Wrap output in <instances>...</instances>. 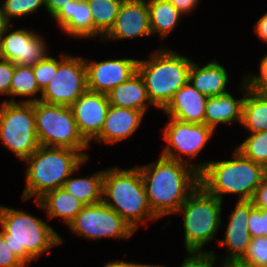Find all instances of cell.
<instances>
[{
  "instance_id": "1",
  "label": "cell",
  "mask_w": 267,
  "mask_h": 267,
  "mask_svg": "<svg viewBox=\"0 0 267 267\" xmlns=\"http://www.w3.org/2000/svg\"><path fill=\"white\" fill-rule=\"evenodd\" d=\"M138 168L149 206L158 218L176 213L199 185V173L191 165L163 156Z\"/></svg>"
},
{
  "instance_id": "2",
  "label": "cell",
  "mask_w": 267,
  "mask_h": 267,
  "mask_svg": "<svg viewBox=\"0 0 267 267\" xmlns=\"http://www.w3.org/2000/svg\"><path fill=\"white\" fill-rule=\"evenodd\" d=\"M233 153V160L208 161L196 165L199 184L220 201H223L222 194H239L238 201L251 200L267 176V169L244 157L236 149Z\"/></svg>"
},
{
  "instance_id": "3",
  "label": "cell",
  "mask_w": 267,
  "mask_h": 267,
  "mask_svg": "<svg viewBox=\"0 0 267 267\" xmlns=\"http://www.w3.org/2000/svg\"><path fill=\"white\" fill-rule=\"evenodd\" d=\"M89 159L86 152L65 147L39 148L24 160L26 169V184L23 200L36 195L37 201L46 192L61 188L64 182L77 171L80 165Z\"/></svg>"
},
{
  "instance_id": "4",
  "label": "cell",
  "mask_w": 267,
  "mask_h": 267,
  "mask_svg": "<svg viewBox=\"0 0 267 267\" xmlns=\"http://www.w3.org/2000/svg\"><path fill=\"white\" fill-rule=\"evenodd\" d=\"M102 196V202L113 209L135 231L147 219H158L149 206L138 167L129 169L114 167L104 170Z\"/></svg>"
},
{
  "instance_id": "5",
  "label": "cell",
  "mask_w": 267,
  "mask_h": 267,
  "mask_svg": "<svg viewBox=\"0 0 267 267\" xmlns=\"http://www.w3.org/2000/svg\"><path fill=\"white\" fill-rule=\"evenodd\" d=\"M0 232L14 254L25 264L59 245L63 239L42 219L0 205Z\"/></svg>"
},
{
  "instance_id": "6",
  "label": "cell",
  "mask_w": 267,
  "mask_h": 267,
  "mask_svg": "<svg viewBox=\"0 0 267 267\" xmlns=\"http://www.w3.org/2000/svg\"><path fill=\"white\" fill-rule=\"evenodd\" d=\"M192 60L164 47L148 60H138L137 72L142 77L148 97L163 110L174 94L189 81Z\"/></svg>"
},
{
  "instance_id": "7",
  "label": "cell",
  "mask_w": 267,
  "mask_h": 267,
  "mask_svg": "<svg viewBox=\"0 0 267 267\" xmlns=\"http://www.w3.org/2000/svg\"><path fill=\"white\" fill-rule=\"evenodd\" d=\"M223 201L207 192L200 184L190 193L176 213L184 217L186 252H203L205 244L215 238L221 225Z\"/></svg>"
},
{
  "instance_id": "8",
  "label": "cell",
  "mask_w": 267,
  "mask_h": 267,
  "mask_svg": "<svg viewBox=\"0 0 267 267\" xmlns=\"http://www.w3.org/2000/svg\"><path fill=\"white\" fill-rule=\"evenodd\" d=\"M34 114L36 136L41 146L65 147L81 152L90 146L79 133L70 106L36 101Z\"/></svg>"
},
{
  "instance_id": "9",
  "label": "cell",
  "mask_w": 267,
  "mask_h": 267,
  "mask_svg": "<svg viewBox=\"0 0 267 267\" xmlns=\"http://www.w3.org/2000/svg\"><path fill=\"white\" fill-rule=\"evenodd\" d=\"M0 140L24 161L40 146L36 136L34 102L4 100L0 105Z\"/></svg>"
},
{
  "instance_id": "10",
  "label": "cell",
  "mask_w": 267,
  "mask_h": 267,
  "mask_svg": "<svg viewBox=\"0 0 267 267\" xmlns=\"http://www.w3.org/2000/svg\"><path fill=\"white\" fill-rule=\"evenodd\" d=\"M88 90L85 60L69 54H61L55 76L41 93V98L21 102L42 101L47 104L71 106Z\"/></svg>"
},
{
  "instance_id": "11",
  "label": "cell",
  "mask_w": 267,
  "mask_h": 267,
  "mask_svg": "<svg viewBox=\"0 0 267 267\" xmlns=\"http://www.w3.org/2000/svg\"><path fill=\"white\" fill-rule=\"evenodd\" d=\"M68 225L75 234L93 240L102 237L129 239L135 232L130 224L103 202L84 205Z\"/></svg>"
},
{
  "instance_id": "12",
  "label": "cell",
  "mask_w": 267,
  "mask_h": 267,
  "mask_svg": "<svg viewBox=\"0 0 267 267\" xmlns=\"http://www.w3.org/2000/svg\"><path fill=\"white\" fill-rule=\"evenodd\" d=\"M163 138L167 145L160 156L191 165L196 170L197 164H190L183 155L196 157L212 137L214 129L204 124L183 122L170 118L164 128Z\"/></svg>"
},
{
  "instance_id": "13",
  "label": "cell",
  "mask_w": 267,
  "mask_h": 267,
  "mask_svg": "<svg viewBox=\"0 0 267 267\" xmlns=\"http://www.w3.org/2000/svg\"><path fill=\"white\" fill-rule=\"evenodd\" d=\"M10 27L1 35L3 59L19 66H35L48 56L47 44L40 34L28 29L9 33Z\"/></svg>"
},
{
  "instance_id": "14",
  "label": "cell",
  "mask_w": 267,
  "mask_h": 267,
  "mask_svg": "<svg viewBox=\"0 0 267 267\" xmlns=\"http://www.w3.org/2000/svg\"><path fill=\"white\" fill-rule=\"evenodd\" d=\"M79 133L90 144L100 133L110 107L107 94L85 91L71 106Z\"/></svg>"
},
{
  "instance_id": "15",
  "label": "cell",
  "mask_w": 267,
  "mask_h": 267,
  "mask_svg": "<svg viewBox=\"0 0 267 267\" xmlns=\"http://www.w3.org/2000/svg\"><path fill=\"white\" fill-rule=\"evenodd\" d=\"M85 60L88 90L107 94L137 72L138 59ZM89 63V64H88Z\"/></svg>"
},
{
  "instance_id": "16",
  "label": "cell",
  "mask_w": 267,
  "mask_h": 267,
  "mask_svg": "<svg viewBox=\"0 0 267 267\" xmlns=\"http://www.w3.org/2000/svg\"><path fill=\"white\" fill-rule=\"evenodd\" d=\"M151 35L147 1L123 0L112 28L100 39L122 40Z\"/></svg>"
},
{
  "instance_id": "17",
  "label": "cell",
  "mask_w": 267,
  "mask_h": 267,
  "mask_svg": "<svg viewBox=\"0 0 267 267\" xmlns=\"http://www.w3.org/2000/svg\"><path fill=\"white\" fill-rule=\"evenodd\" d=\"M253 208L251 200H237L233 212L229 215L225 237L219 241V244L227 247L226 249L230 252L223 261L240 260L246 252L252 239L248 228V218Z\"/></svg>"
},
{
  "instance_id": "18",
  "label": "cell",
  "mask_w": 267,
  "mask_h": 267,
  "mask_svg": "<svg viewBox=\"0 0 267 267\" xmlns=\"http://www.w3.org/2000/svg\"><path fill=\"white\" fill-rule=\"evenodd\" d=\"M207 98L188 81L174 94L172 100L162 111L170 118L204 124Z\"/></svg>"
},
{
  "instance_id": "19",
  "label": "cell",
  "mask_w": 267,
  "mask_h": 267,
  "mask_svg": "<svg viewBox=\"0 0 267 267\" xmlns=\"http://www.w3.org/2000/svg\"><path fill=\"white\" fill-rule=\"evenodd\" d=\"M144 113L110 105L99 135L94 139L100 144H115L131 136L140 126Z\"/></svg>"
},
{
  "instance_id": "20",
  "label": "cell",
  "mask_w": 267,
  "mask_h": 267,
  "mask_svg": "<svg viewBox=\"0 0 267 267\" xmlns=\"http://www.w3.org/2000/svg\"><path fill=\"white\" fill-rule=\"evenodd\" d=\"M67 35L93 38V17L86 0H73L53 17Z\"/></svg>"
},
{
  "instance_id": "21",
  "label": "cell",
  "mask_w": 267,
  "mask_h": 267,
  "mask_svg": "<svg viewBox=\"0 0 267 267\" xmlns=\"http://www.w3.org/2000/svg\"><path fill=\"white\" fill-rule=\"evenodd\" d=\"M228 78L227 70L216 60L210 61L203 67L194 62L191 64L189 82L207 97L228 93L226 90Z\"/></svg>"
},
{
  "instance_id": "22",
  "label": "cell",
  "mask_w": 267,
  "mask_h": 267,
  "mask_svg": "<svg viewBox=\"0 0 267 267\" xmlns=\"http://www.w3.org/2000/svg\"><path fill=\"white\" fill-rule=\"evenodd\" d=\"M107 97L112 106L135 109L144 114L148 105H153L148 97L145 83L138 72L108 92Z\"/></svg>"
},
{
  "instance_id": "23",
  "label": "cell",
  "mask_w": 267,
  "mask_h": 267,
  "mask_svg": "<svg viewBox=\"0 0 267 267\" xmlns=\"http://www.w3.org/2000/svg\"><path fill=\"white\" fill-rule=\"evenodd\" d=\"M244 98L235 99L229 92L207 98L204 123L215 130L221 123L242 122Z\"/></svg>"
},
{
  "instance_id": "24",
  "label": "cell",
  "mask_w": 267,
  "mask_h": 267,
  "mask_svg": "<svg viewBox=\"0 0 267 267\" xmlns=\"http://www.w3.org/2000/svg\"><path fill=\"white\" fill-rule=\"evenodd\" d=\"M40 208H44L48 214V219L61 217L68 225L82 210L84 204L69 194L64 188H58L46 192L37 201Z\"/></svg>"
},
{
  "instance_id": "25",
  "label": "cell",
  "mask_w": 267,
  "mask_h": 267,
  "mask_svg": "<svg viewBox=\"0 0 267 267\" xmlns=\"http://www.w3.org/2000/svg\"><path fill=\"white\" fill-rule=\"evenodd\" d=\"M241 84L245 93L241 124L250 134L267 131V94L251 91L245 80Z\"/></svg>"
},
{
  "instance_id": "26",
  "label": "cell",
  "mask_w": 267,
  "mask_h": 267,
  "mask_svg": "<svg viewBox=\"0 0 267 267\" xmlns=\"http://www.w3.org/2000/svg\"><path fill=\"white\" fill-rule=\"evenodd\" d=\"M151 34L168 36L178 25L181 12L169 0H147Z\"/></svg>"
},
{
  "instance_id": "27",
  "label": "cell",
  "mask_w": 267,
  "mask_h": 267,
  "mask_svg": "<svg viewBox=\"0 0 267 267\" xmlns=\"http://www.w3.org/2000/svg\"><path fill=\"white\" fill-rule=\"evenodd\" d=\"M69 177L63 184L69 194L80 200L84 205L102 202L104 170L91 175L89 178Z\"/></svg>"
},
{
  "instance_id": "28",
  "label": "cell",
  "mask_w": 267,
  "mask_h": 267,
  "mask_svg": "<svg viewBox=\"0 0 267 267\" xmlns=\"http://www.w3.org/2000/svg\"><path fill=\"white\" fill-rule=\"evenodd\" d=\"M93 17V37H104L112 28L123 0H86Z\"/></svg>"
},
{
  "instance_id": "29",
  "label": "cell",
  "mask_w": 267,
  "mask_h": 267,
  "mask_svg": "<svg viewBox=\"0 0 267 267\" xmlns=\"http://www.w3.org/2000/svg\"><path fill=\"white\" fill-rule=\"evenodd\" d=\"M42 93L33 73V66L14 64V72L10 84V96H34Z\"/></svg>"
},
{
  "instance_id": "30",
  "label": "cell",
  "mask_w": 267,
  "mask_h": 267,
  "mask_svg": "<svg viewBox=\"0 0 267 267\" xmlns=\"http://www.w3.org/2000/svg\"><path fill=\"white\" fill-rule=\"evenodd\" d=\"M244 157L261 164L267 169V131L251 133L236 148Z\"/></svg>"
},
{
  "instance_id": "31",
  "label": "cell",
  "mask_w": 267,
  "mask_h": 267,
  "mask_svg": "<svg viewBox=\"0 0 267 267\" xmlns=\"http://www.w3.org/2000/svg\"><path fill=\"white\" fill-rule=\"evenodd\" d=\"M240 261L254 267H267V237L252 238Z\"/></svg>"
},
{
  "instance_id": "32",
  "label": "cell",
  "mask_w": 267,
  "mask_h": 267,
  "mask_svg": "<svg viewBox=\"0 0 267 267\" xmlns=\"http://www.w3.org/2000/svg\"><path fill=\"white\" fill-rule=\"evenodd\" d=\"M42 5L45 6L44 0H4L1 9L10 22V18L22 17L37 12V9Z\"/></svg>"
},
{
  "instance_id": "33",
  "label": "cell",
  "mask_w": 267,
  "mask_h": 267,
  "mask_svg": "<svg viewBox=\"0 0 267 267\" xmlns=\"http://www.w3.org/2000/svg\"><path fill=\"white\" fill-rule=\"evenodd\" d=\"M58 68V60L49 55L33 66V73L37 85L41 91L48 85L55 76Z\"/></svg>"
},
{
  "instance_id": "34",
  "label": "cell",
  "mask_w": 267,
  "mask_h": 267,
  "mask_svg": "<svg viewBox=\"0 0 267 267\" xmlns=\"http://www.w3.org/2000/svg\"><path fill=\"white\" fill-rule=\"evenodd\" d=\"M248 228L251 238L267 237V209L254 207L250 211Z\"/></svg>"
},
{
  "instance_id": "35",
  "label": "cell",
  "mask_w": 267,
  "mask_h": 267,
  "mask_svg": "<svg viewBox=\"0 0 267 267\" xmlns=\"http://www.w3.org/2000/svg\"><path fill=\"white\" fill-rule=\"evenodd\" d=\"M260 75H248L244 77L248 88L256 93L267 94V54L260 61Z\"/></svg>"
},
{
  "instance_id": "36",
  "label": "cell",
  "mask_w": 267,
  "mask_h": 267,
  "mask_svg": "<svg viewBox=\"0 0 267 267\" xmlns=\"http://www.w3.org/2000/svg\"><path fill=\"white\" fill-rule=\"evenodd\" d=\"M181 267H213L216 256L213 251H189Z\"/></svg>"
},
{
  "instance_id": "37",
  "label": "cell",
  "mask_w": 267,
  "mask_h": 267,
  "mask_svg": "<svg viewBox=\"0 0 267 267\" xmlns=\"http://www.w3.org/2000/svg\"><path fill=\"white\" fill-rule=\"evenodd\" d=\"M0 267H25V264L14 254L0 232Z\"/></svg>"
},
{
  "instance_id": "38",
  "label": "cell",
  "mask_w": 267,
  "mask_h": 267,
  "mask_svg": "<svg viewBox=\"0 0 267 267\" xmlns=\"http://www.w3.org/2000/svg\"><path fill=\"white\" fill-rule=\"evenodd\" d=\"M14 72V64L9 60H0V95L10 96V84Z\"/></svg>"
},
{
  "instance_id": "39",
  "label": "cell",
  "mask_w": 267,
  "mask_h": 267,
  "mask_svg": "<svg viewBox=\"0 0 267 267\" xmlns=\"http://www.w3.org/2000/svg\"><path fill=\"white\" fill-rule=\"evenodd\" d=\"M251 201L254 207L267 209V176L255 190Z\"/></svg>"
},
{
  "instance_id": "40",
  "label": "cell",
  "mask_w": 267,
  "mask_h": 267,
  "mask_svg": "<svg viewBox=\"0 0 267 267\" xmlns=\"http://www.w3.org/2000/svg\"><path fill=\"white\" fill-rule=\"evenodd\" d=\"M45 8L53 18L63 7H67L73 0H44Z\"/></svg>"
},
{
  "instance_id": "41",
  "label": "cell",
  "mask_w": 267,
  "mask_h": 267,
  "mask_svg": "<svg viewBox=\"0 0 267 267\" xmlns=\"http://www.w3.org/2000/svg\"><path fill=\"white\" fill-rule=\"evenodd\" d=\"M181 14H186L197 7L199 0H169Z\"/></svg>"
},
{
  "instance_id": "42",
  "label": "cell",
  "mask_w": 267,
  "mask_h": 267,
  "mask_svg": "<svg viewBox=\"0 0 267 267\" xmlns=\"http://www.w3.org/2000/svg\"><path fill=\"white\" fill-rule=\"evenodd\" d=\"M254 32L267 43V12L254 24Z\"/></svg>"
},
{
  "instance_id": "43",
  "label": "cell",
  "mask_w": 267,
  "mask_h": 267,
  "mask_svg": "<svg viewBox=\"0 0 267 267\" xmlns=\"http://www.w3.org/2000/svg\"><path fill=\"white\" fill-rule=\"evenodd\" d=\"M105 267H144V264L116 260L106 263Z\"/></svg>"
},
{
  "instance_id": "44",
  "label": "cell",
  "mask_w": 267,
  "mask_h": 267,
  "mask_svg": "<svg viewBox=\"0 0 267 267\" xmlns=\"http://www.w3.org/2000/svg\"><path fill=\"white\" fill-rule=\"evenodd\" d=\"M221 267H254V266L241 262L240 260H229V261H224Z\"/></svg>"
},
{
  "instance_id": "45",
  "label": "cell",
  "mask_w": 267,
  "mask_h": 267,
  "mask_svg": "<svg viewBox=\"0 0 267 267\" xmlns=\"http://www.w3.org/2000/svg\"><path fill=\"white\" fill-rule=\"evenodd\" d=\"M9 26L10 22L7 20L0 7V36L6 31Z\"/></svg>"
},
{
  "instance_id": "46",
  "label": "cell",
  "mask_w": 267,
  "mask_h": 267,
  "mask_svg": "<svg viewBox=\"0 0 267 267\" xmlns=\"http://www.w3.org/2000/svg\"><path fill=\"white\" fill-rule=\"evenodd\" d=\"M3 59V51H2V42H1V36H0V60Z\"/></svg>"
},
{
  "instance_id": "47",
  "label": "cell",
  "mask_w": 267,
  "mask_h": 267,
  "mask_svg": "<svg viewBox=\"0 0 267 267\" xmlns=\"http://www.w3.org/2000/svg\"><path fill=\"white\" fill-rule=\"evenodd\" d=\"M144 267H164V266H159V265H154V264H144Z\"/></svg>"
}]
</instances>
